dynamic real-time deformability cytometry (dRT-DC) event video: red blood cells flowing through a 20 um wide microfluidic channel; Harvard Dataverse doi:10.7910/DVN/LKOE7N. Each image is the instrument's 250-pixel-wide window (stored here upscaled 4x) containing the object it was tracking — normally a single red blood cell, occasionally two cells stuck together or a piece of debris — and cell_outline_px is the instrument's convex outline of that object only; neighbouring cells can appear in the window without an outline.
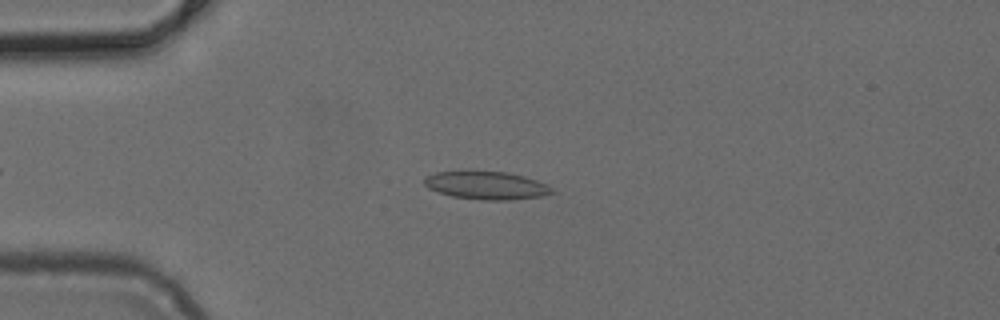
{"species": "common noctule bat (a hibernating species)", "species_latin": "Nyctalus noctula", "temperature_condition": "cold", "stored_images_in_passage": 37, "camera_frame_rate_fps": 3000, "um_per_image_px": 0.085, "animal": {"sex": "female", "body_mass_g": 24.6, "forearm_length_mm": 56.2}, "frame": {"image": 1, "passage_image": 4, "time_ms": 1.0, "image_size_px": [1000, 320], "cell_outline_px": [[556, 192], [544, 196], [504, 200], [480, 200], [452, 196], [428, 188], [424, 184], [424, 176], [436, 172], [508, 172], [524, 176], [548, 184]], "centroid_in_image_um": [41.38, 15.77], "position_along_channel_um": 43.6, "area_um2": 20.69}}
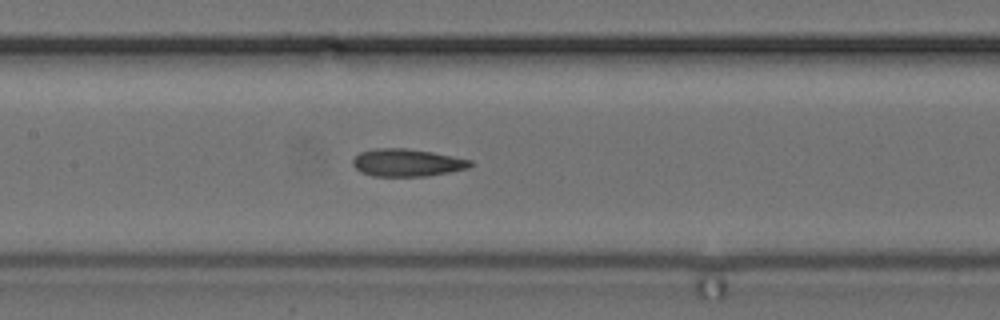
{"frame": {"image": 2, "passage_image": 15, "time_ms": 4.667, "image_size_px": [1000, 320], "cell_outline_px": [[476, 164], [468, 168], [428, 176], [372, 176], [360, 172], [352, 164], [352, 160], [360, 152], [372, 148], [404, 148], [432, 152], [472, 160]], "centroid_in_image_um": [34.6, 13.82], "position_along_channel_um": 172.8, "area_um2": 18.96}}
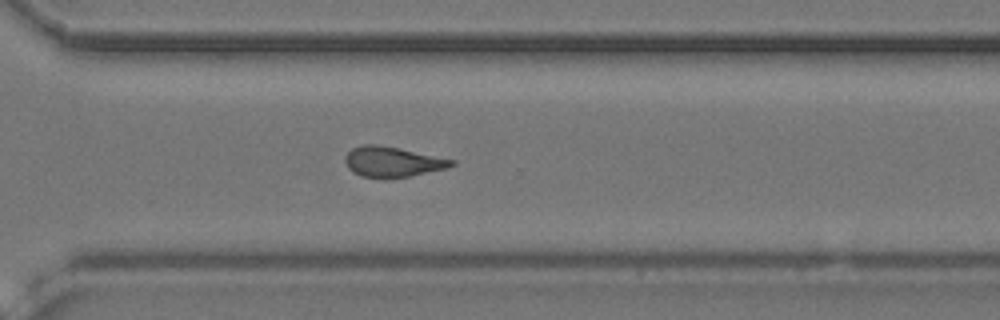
{"frame": {"image": 3, "passage_image": 27, "time_ms": 8.667, "image_size_px": [1000, 320], "cell_outline_px": [[456, 164], [448, 168], [408, 176], [360, 176], [352, 172], [348, 168], [344, 160], [344, 156], [352, 148], [360, 144], [376, 144], [456, 160]], "centroid_in_image_um": [33.33, 13.73], "position_along_channel_um": 337.3, "area_um2": 18.32}}